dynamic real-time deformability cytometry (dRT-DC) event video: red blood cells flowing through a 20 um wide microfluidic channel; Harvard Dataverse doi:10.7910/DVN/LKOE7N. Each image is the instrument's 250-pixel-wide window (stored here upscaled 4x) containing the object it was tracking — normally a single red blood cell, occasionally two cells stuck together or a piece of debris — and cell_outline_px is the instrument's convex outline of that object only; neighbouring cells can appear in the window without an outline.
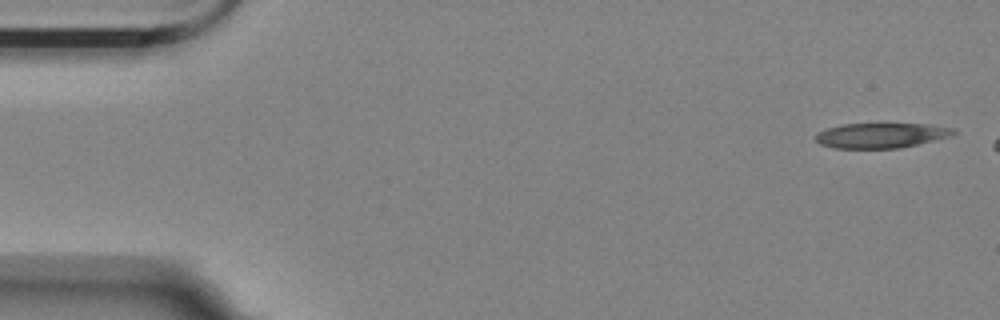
{"species": "Egyptian fruit bat (a non-hibernating species)", "species_latin": "Rousettus aegyptiacus", "temperature_condition": "room temperature", "stored_images_in_passage": 2, "camera_frame_rate_fps": 3000, "um_per_image_px": 0.085, "animal": {"sex": "female"}, "frame": {"image": 1, "passage_image": 1, "time_ms": 0.0, "image_size_px": [1000, 320], "cell_outline_px": [[956, 132], [948, 136], [900, 148], [832, 148], [820, 144], [816, 140], [816, 132], [840, 124], [928, 124], [956, 128]], "centroid_in_image_um": [74.85, 11.5], "position_along_channel_um": 10.2, "area_um2": 19.94}}